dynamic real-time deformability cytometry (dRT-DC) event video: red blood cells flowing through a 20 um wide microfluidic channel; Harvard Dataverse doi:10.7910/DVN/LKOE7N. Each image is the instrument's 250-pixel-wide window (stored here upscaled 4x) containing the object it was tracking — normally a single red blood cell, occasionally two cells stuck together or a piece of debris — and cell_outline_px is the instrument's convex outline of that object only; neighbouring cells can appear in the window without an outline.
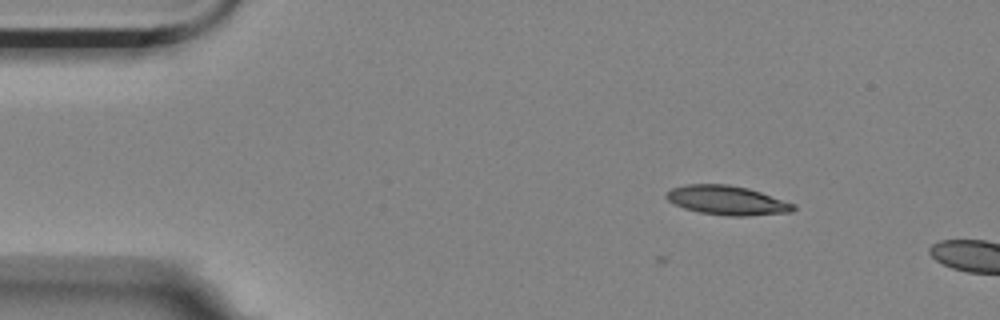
{"species": "Egyptian fruit bat (a non-hibernating species)", "species_latin": "Rousettus aegyptiacus", "temperature_condition": "room temperature", "stored_images_in_passage": 4, "camera_frame_rate_fps": 3000, "um_per_image_px": 0.085, "animal": {"sex": "female"}, "frame": {"image": 1, "passage_image": 1, "time_ms": 0.0, "image_size_px": [1000, 320], "cell_outline_px": [[796, 208], [792, 212], [748, 216], [728, 216], [700, 212], [684, 208], [668, 200], [664, 196], [672, 188], [684, 184], [728, 184], [748, 188], [796, 204]], "centroid_in_image_um": [61.82, 17.03], "position_along_channel_um": 23.2, "area_um2": 21.62}}